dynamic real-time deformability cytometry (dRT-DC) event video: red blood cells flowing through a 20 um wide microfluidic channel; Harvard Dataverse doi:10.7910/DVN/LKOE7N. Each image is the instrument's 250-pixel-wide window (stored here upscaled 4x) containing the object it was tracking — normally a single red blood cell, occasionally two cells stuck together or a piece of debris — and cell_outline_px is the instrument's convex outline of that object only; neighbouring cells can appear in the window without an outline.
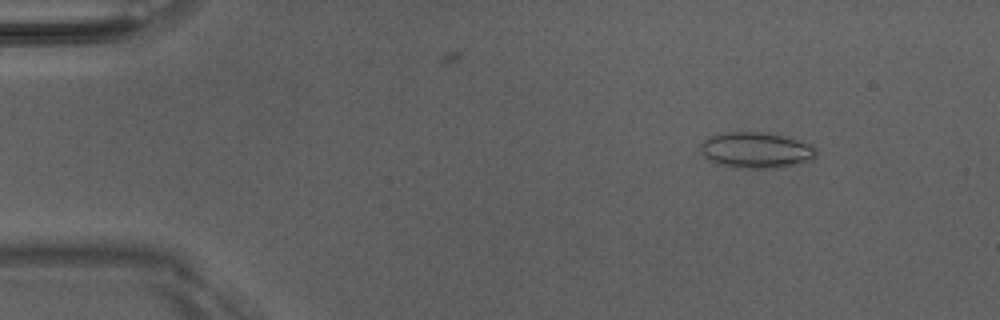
{"species": "Egyptian fruit bat (a non-hibernating species)", "species_latin": "Rousettus aegyptiacus", "temperature_condition": "room temperature", "stored_images_in_passage": 52, "camera_frame_rate_fps": 3000, "um_per_image_px": 0.085, "animal": {"sex": "male"}, "frame": {"image": 1, "passage_image": 7, "time_ms": 2.0, "image_size_px": [1000, 320], "cell_outline_px": [[816, 152], [812, 160], [800, 164], [784, 168], [748, 168], [716, 164], [708, 160], [704, 156], [700, 148], [700, 144], [708, 136], [728, 132], [760, 132], [780, 136], [808, 144], [816, 148]], "centroid_in_image_um": [64.24, 12.79], "position_along_channel_um": 20.8, "area_um2": 24.04}}
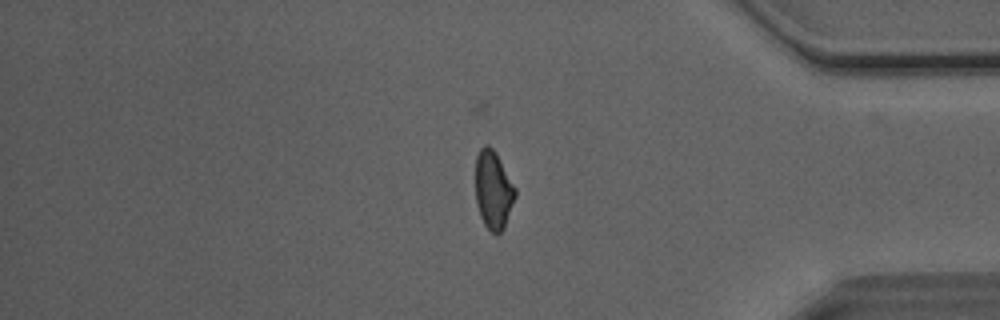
{"frame": {"image": 2, "passage_image": 43, "time_ms": 14.0, "image_size_px": [1000, 320], "cell_outline_px": [[516, 196], [504, 228], [496, 236], [484, 224], [480, 216], [476, 200], [476, 156], [480, 148], [484, 144], [488, 144], [496, 152], [516, 188]], "centroid_in_image_um": [41.93, 16.13], "position_along_channel_um": 393.3, "area_um2": 18.21}}
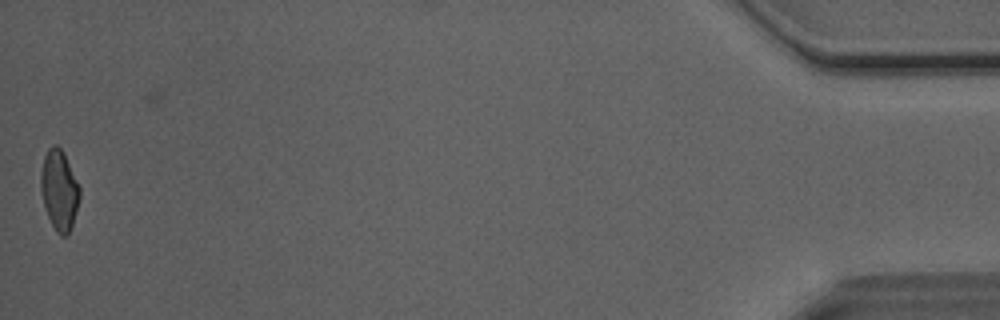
{"frame": {"image": 3, "passage_image": 51, "time_ms": 16.667, "image_size_px": [1000, 320], "cell_outline_px": [[80, 196], [72, 224], [68, 232], [64, 236], [60, 236], [56, 232], [48, 216], [40, 192], [40, 176], [44, 156], [48, 148], [52, 144], [56, 144], [64, 152], [80, 188]], "centroid_in_image_um": [5.02, 16.12], "position_along_channel_um": 430.2, "area_um2": 18.03}, "authors_computed_cell_mechanics": {"area_um2": 19.1607, "velocity_mm_per_s": 4.0819, "shape_relaxation_time_tau1_ms": null, "shape_relaxation_time_tau2_ms": 1.9594, "deformation_change_tau1": null, "deformation_change_tau2": 0.088}}